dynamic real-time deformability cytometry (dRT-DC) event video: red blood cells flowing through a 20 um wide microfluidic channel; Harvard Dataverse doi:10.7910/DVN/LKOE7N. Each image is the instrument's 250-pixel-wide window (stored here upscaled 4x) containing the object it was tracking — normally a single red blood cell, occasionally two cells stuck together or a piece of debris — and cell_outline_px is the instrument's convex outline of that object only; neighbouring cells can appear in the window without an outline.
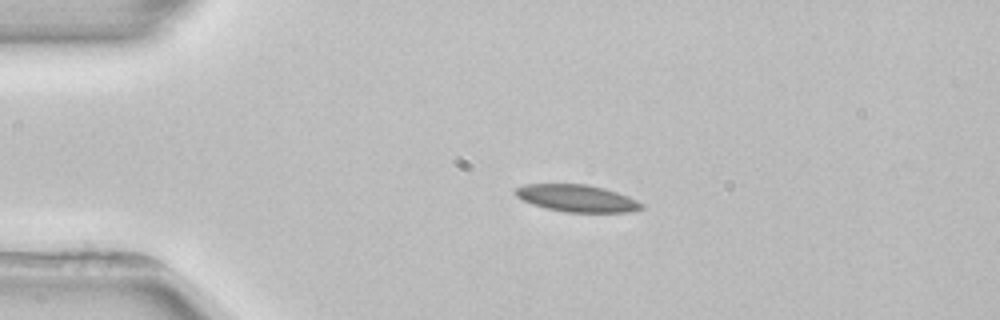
{"species": "common noctule bat (a hibernating species)", "species_latin": "Nyctalus noctula", "temperature_condition": "room temperature", "stored_images_in_passage": 2, "camera_frame_rate_fps": 3000, "um_per_image_px": 0.085, "animal": {"sex": "female", "body_mass_g": 22.7, "forearm_length_mm": 54.2}, "frame": {"image": 1, "passage_image": 1, "time_ms": 0.0, "image_size_px": [1000, 320], "cell_outline_px": [[644, 208], [628, 212], [564, 212], [544, 208], [532, 204], [516, 196], [512, 192], [516, 188], [524, 184], [588, 184], [604, 188], [628, 196], [644, 204]], "centroid_in_image_um": [49.02, 16.85], "position_along_channel_um": 36.0, "area_um2": 20.0}}